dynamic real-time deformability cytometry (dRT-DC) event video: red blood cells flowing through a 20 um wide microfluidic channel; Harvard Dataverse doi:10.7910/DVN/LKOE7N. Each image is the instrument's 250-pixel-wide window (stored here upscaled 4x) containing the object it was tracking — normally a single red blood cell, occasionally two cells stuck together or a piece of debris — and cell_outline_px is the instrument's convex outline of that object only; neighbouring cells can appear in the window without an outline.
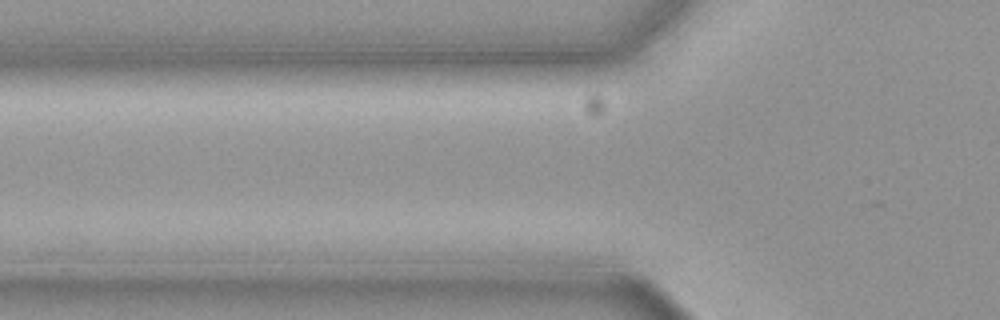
{"species": "common noctule bat (a hibernating species)", "species_latin": "Nyctalus noctula", "temperature_condition": "cold", "stored_images_in_passage": 5, "camera_frame_rate_fps": 3000, "um_per_image_px": 0.085, "animal": {"sex": "female", "body_mass_g": 19.3, "forearm_length_mm": 54.1}, "frame": {"image": 1, "passage_image": 2, "time_ms": 0.333, "image_size_px": [1000, 320], "cell_outline_px": [[588, 200], [572, 204], [468, 204], [452, 200], [456, 196], [468, 192], [576, 192]], "centroid_in_image_um": [44.2, 16.83], "position_along_channel_um": 81.6, "area_um2": 10.64}}